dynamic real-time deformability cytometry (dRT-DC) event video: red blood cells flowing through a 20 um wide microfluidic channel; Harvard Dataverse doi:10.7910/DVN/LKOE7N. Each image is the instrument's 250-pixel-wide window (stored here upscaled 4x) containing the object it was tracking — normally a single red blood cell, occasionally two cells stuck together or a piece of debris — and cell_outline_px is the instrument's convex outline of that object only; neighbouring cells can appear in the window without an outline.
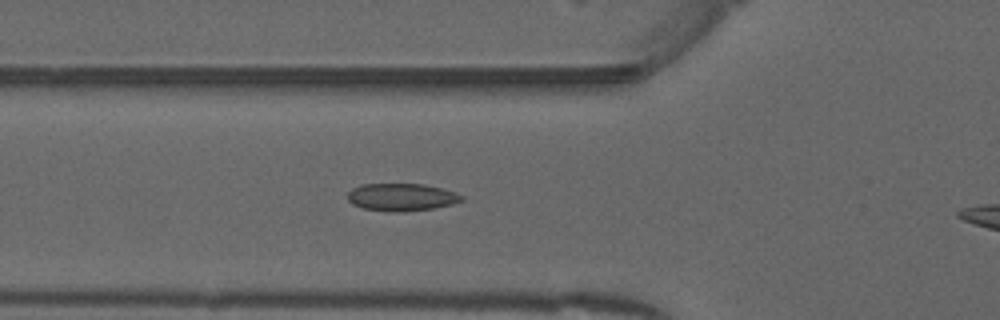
{"species": "common noctule bat (a hibernating species)", "species_latin": "Nyctalus noctula", "temperature_condition": "warm", "stored_images_in_passage": 36, "camera_frame_rate_fps": 3000, "um_per_image_px": 0.085, "animal": {"sex": "male", "forearm_length_mm": 52.5}, "frame": {"image": 1, "passage_image": 10, "time_ms": 3.0, "image_size_px": [1000, 320], "cell_outline_px": [[464, 200], [452, 204], [436, 208], [396, 212], [364, 208], [352, 204], [348, 200], [348, 192], [352, 188], [360, 184], [424, 184], [456, 192], [464, 196]], "centroid_in_image_um": [34.15, 16.75], "position_along_channel_um": 91.7, "area_um2": 18.26}}
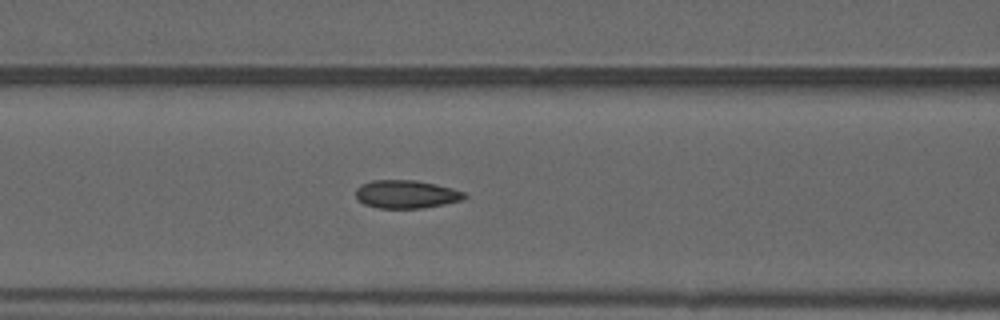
{"frame": {"image": 2, "passage_image": 13, "time_ms": 4.0, "image_size_px": [1000, 320], "cell_outline_px": [[468, 196], [464, 200], [444, 204], [420, 208], [376, 208], [364, 204], [356, 196], [356, 188], [360, 184], [372, 180], [416, 180], [436, 184], [452, 188], [464, 192]], "centroid_in_image_um": [34.54, 16.5], "position_along_channel_um": 132.1, "area_um2": 17.92}}
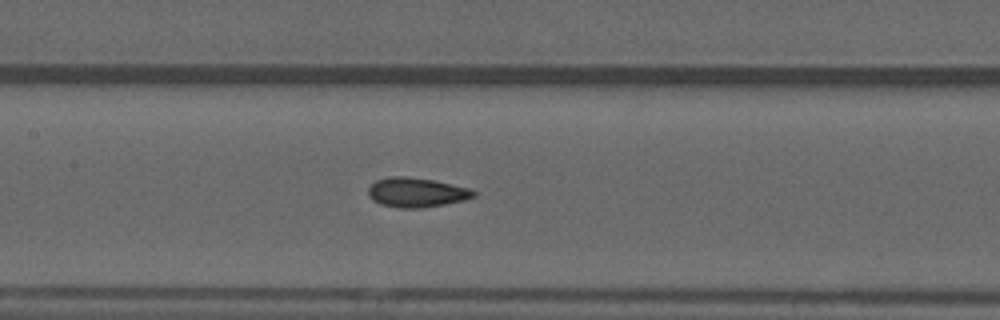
{"frame": {"image": 3, "passage_image": 16, "time_ms": 5.0, "image_size_px": [1000, 320], "cell_outline_px": [[476, 196], [464, 200], [444, 204], [420, 208], [400, 208], [380, 204], [372, 200], [368, 192], [368, 188], [376, 180], [388, 176], [404, 176], [432, 180], [468, 188], [476, 192]], "centroid_in_image_um": [35.37, 16.36], "position_along_channel_um": 172.0, "area_um2": 17.98}, "authors_computed_cell_mechanics": {"area_um2": 17.7446, "velocity_mm_per_s": 3.9924, "shape_relaxation_time_tau1_ms": null, "shape_relaxation_time_tau2_ms": 1.2837, "deformation_change_tau1": null, "deformation_change_tau2": 0.0744}}